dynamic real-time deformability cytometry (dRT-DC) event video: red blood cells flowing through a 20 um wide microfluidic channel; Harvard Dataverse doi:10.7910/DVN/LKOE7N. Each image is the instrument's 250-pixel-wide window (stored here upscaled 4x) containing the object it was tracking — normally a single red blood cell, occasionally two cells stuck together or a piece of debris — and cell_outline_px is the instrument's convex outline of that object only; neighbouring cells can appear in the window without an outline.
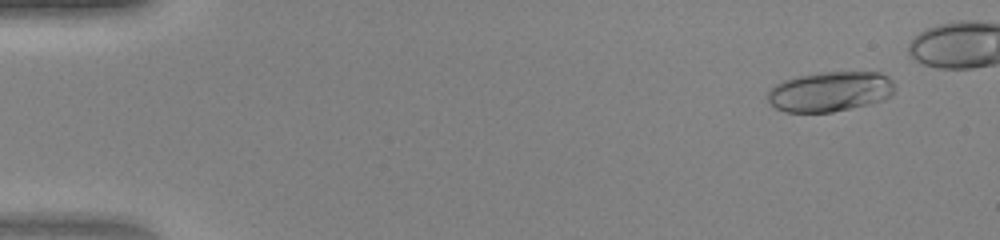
{"species": "human", "species_latin": "Homo sapiens", "temperature_condition": "warm", "stored_images_in_passage": 42, "camera_frame_rate_fps": 3000, "um_per_image_px": 0.085, "donor": {"sex": "female"}, "frame": {"image": 1, "passage_image": 4, "time_ms": 1.0, "image_size_px": [1000, 240], "cell_outline_px": [[892, 96], [884, 100], [868, 104], [832, 112], [784, 112], [776, 108], [768, 100], [768, 92], [776, 84], [784, 80], [800, 76], [820, 72], [880, 72], [888, 76], [892, 80]], "centroid_in_image_um": [70.56, 7.78], "position_along_channel_um": 14.4, "area_um2": 29.48}}
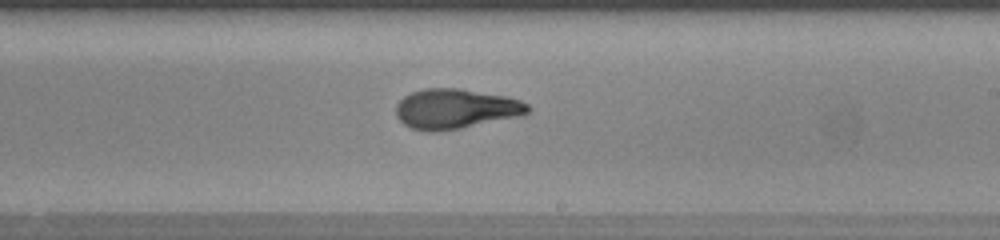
{"frame": {"image": 2, "passage_image": 29, "time_ms": 9.333, "image_size_px": [1000, 240], "cell_outline_px": [[532, 108], [528, 112], [520, 116], [460, 128], [436, 132], [428, 132], [412, 128], [404, 124], [396, 116], [396, 104], [404, 96], [412, 92], [424, 88], [460, 88], [508, 96], [520, 100], [528, 104]], "centroid_in_image_um": [38.73, 9.24], "position_along_channel_um": 250.3, "area_um2": 30.81}}
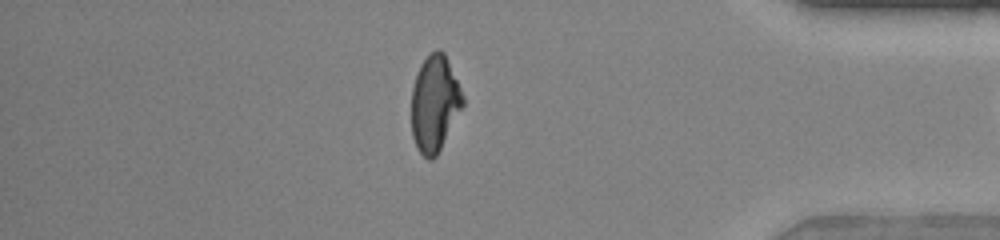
{"frame": {"image": 3, "passage_image": 41, "time_ms": 13.333, "image_size_px": [1000, 240], "cell_outline_px": [[464, 104], [436, 156], [432, 160], [428, 160], [416, 148], [412, 136], [412, 88], [420, 64], [436, 48], [440, 48], [444, 52], [464, 96]], "centroid_in_image_um": [36.94, 8.8], "position_along_channel_um": 398.3, "area_um2": 28.55}}